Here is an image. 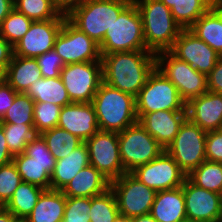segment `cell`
I'll return each mask as SVG.
<instances>
[{
    "instance_id": "30",
    "label": "cell",
    "mask_w": 222,
    "mask_h": 222,
    "mask_svg": "<svg viewBox=\"0 0 222 222\" xmlns=\"http://www.w3.org/2000/svg\"><path fill=\"white\" fill-rule=\"evenodd\" d=\"M46 142L48 150L56 160L68 156L71 151L80 146L84 141L78 136L60 127H55L40 134Z\"/></svg>"
},
{
    "instance_id": "51",
    "label": "cell",
    "mask_w": 222,
    "mask_h": 222,
    "mask_svg": "<svg viewBox=\"0 0 222 222\" xmlns=\"http://www.w3.org/2000/svg\"><path fill=\"white\" fill-rule=\"evenodd\" d=\"M210 10L219 18L222 24V0H219L210 5Z\"/></svg>"
},
{
    "instance_id": "46",
    "label": "cell",
    "mask_w": 222,
    "mask_h": 222,
    "mask_svg": "<svg viewBox=\"0 0 222 222\" xmlns=\"http://www.w3.org/2000/svg\"><path fill=\"white\" fill-rule=\"evenodd\" d=\"M13 56V46L0 35V67L5 71Z\"/></svg>"
},
{
    "instance_id": "11",
    "label": "cell",
    "mask_w": 222,
    "mask_h": 222,
    "mask_svg": "<svg viewBox=\"0 0 222 222\" xmlns=\"http://www.w3.org/2000/svg\"><path fill=\"white\" fill-rule=\"evenodd\" d=\"M60 77L71 102H92L103 82L102 62L90 61L65 65Z\"/></svg>"
},
{
    "instance_id": "22",
    "label": "cell",
    "mask_w": 222,
    "mask_h": 222,
    "mask_svg": "<svg viewBox=\"0 0 222 222\" xmlns=\"http://www.w3.org/2000/svg\"><path fill=\"white\" fill-rule=\"evenodd\" d=\"M150 215L157 222H179L187 218L183 188L158 191Z\"/></svg>"
},
{
    "instance_id": "43",
    "label": "cell",
    "mask_w": 222,
    "mask_h": 222,
    "mask_svg": "<svg viewBox=\"0 0 222 222\" xmlns=\"http://www.w3.org/2000/svg\"><path fill=\"white\" fill-rule=\"evenodd\" d=\"M206 160L222 163V129L206 134Z\"/></svg>"
},
{
    "instance_id": "9",
    "label": "cell",
    "mask_w": 222,
    "mask_h": 222,
    "mask_svg": "<svg viewBox=\"0 0 222 222\" xmlns=\"http://www.w3.org/2000/svg\"><path fill=\"white\" fill-rule=\"evenodd\" d=\"M136 113L158 110H186L176 86L156 67L148 76L144 87L135 97Z\"/></svg>"
},
{
    "instance_id": "29",
    "label": "cell",
    "mask_w": 222,
    "mask_h": 222,
    "mask_svg": "<svg viewBox=\"0 0 222 222\" xmlns=\"http://www.w3.org/2000/svg\"><path fill=\"white\" fill-rule=\"evenodd\" d=\"M189 30L222 56V24L210 9Z\"/></svg>"
},
{
    "instance_id": "4",
    "label": "cell",
    "mask_w": 222,
    "mask_h": 222,
    "mask_svg": "<svg viewBox=\"0 0 222 222\" xmlns=\"http://www.w3.org/2000/svg\"><path fill=\"white\" fill-rule=\"evenodd\" d=\"M132 1L85 0L67 15V19L99 45L107 30Z\"/></svg>"
},
{
    "instance_id": "5",
    "label": "cell",
    "mask_w": 222,
    "mask_h": 222,
    "mask_svg": "<svg viewBox=\"0 0 222 222\" xmlns=\"http://www.w3.org/2000/svg\"><path fill=\"white\" fill-rule=\"evenodd\" d=\"M99 48L101 56L115 52L148 50L141 14L134 1L120 13L107 30Z\"/></svg>"
},
{
    "instance_id": "28",
    "label": "cell",
    "mask_w": 222,
    "mask_h": 222,
    "mask_svg": "<svg viewBox=\"0 0 222 222\" xmlns=\"http://www.w3.org/2000/svg\"><path fill=\"white\" fill-rule=\"evenodd\" d=\"M44 191L45 189L37 185L21 182L14 191L12 198L4 207L9 210L16 219L25 220L32 212L40 195Z\"/></svg>"
},
{
    "instance_id": "19",
    "label": "cell",
    "mask_w": 222,
    "mask_h": 222,
    "mask_svg": "<svg viewBox=\"0 0 222 222\" xmlns=\"http://www.w3.org/2000/svg\"><path fill=\"white\" fill-rule=\"evenodd\" d=\"M187 119L205 132L222 129V94L207 91L189 100L186 105Z\"/></svg>"
},
{
    "instance_id": "50",
    "label": "cell",
    "mask_w": 222,
    "mask_h": 222,
    "mask_svg": "<svg viewBox=\"0 0 222 222\" xmlns=\"http://www.w3.org/2000/svg\"><path fill=\"white\" fill-rule=\"evenodd\" d=\"M16 217L5 207L0 206V222H14Z\"/></svg>"
},
{
    "instance_id": "56",
    "label": "cell",
    "mask_w": 222,
    "mask_h": 222,
    "mask_svg": "<svg viewBox=\"0 0 222 222\" xmlns=\"http://www.w3.org/2000/svg\"><path fill=\"white\" fill-rule=\"evenodd\" d=\"M179 222H195V221L186 218V219H184V220H182V221H179Z\"/></svg>"
},
{
    "instance_id": "21",
    "label": "cell",
    "mask_w": 222,
    "mask_h": 222,
    "mask_svg": "<svg viewBox=\"0 0 222 222\" xmlns=\"http://www.w3.org/2000/svg\"><path fill=\"white\" fill-rule=\"evenodd\" d=\"M111 181L94 166L81 169L61 190L66 197H88L100 195L110 189Z\"/></svg>"
},
{
    "instance_id": "37",
    "label": "cell",
    "mask_w": 222,
    "mask_h": 222,
    "mask_svg": "<svg viewBox=\"0 0 222 222\" xmlns=\"http://www.w3.org/2000/svg\"><path fill=\"white\" fill-rule=\"evenodd\" d=\"M35 101L25 93H18L0 123L34 124Z\"/></svg>"
},
{
    "instance_id": "10",
    "label": "cell",
    "mask_w": 222,
    "mask_h": 222,
    "mask_svg": "<svg viewBox=\"0 0 222 222\" xmlns=\"http://www.w3.org/2000/svg\"><path fill=\"white\" fill-rule=\"evenodd\" d=\"M119 213L126 217L150 214L156 191L141 183L131 173H125L111 181Z\"/></svg>"
},
{
    "instance_id": "15",
    "label": "cell",
    "mask_w": 222,
    "mask_h": 222,
    "mask_svg": "<svg viewBox=\"0 0 222 222\" xmlns=\"http://www.w3.org/2000/svg\"><path fill=\"white\" fill-rule=\"evenodd\" d=\"M169 51L205 75L211 72L220 57L215 50L189 29H183L180 32Z\"/></svg>"
},
{
    "instance_id": "34",
    "label": "cell",
    "mask_w": 222,
    "mask_h": 222,
    "mask_svg": "<svg viewBox=\"0 0 222 222\" xmlns=\"http://www.w3.org/2000/svg\"><path fill=\"white\" fill-rule=\"evenodd\" d=\"M6 143L13 156L25 151L28 143L37 135L34 124L1 123Z\"/></svg>"
},
{
    "instance_id": "36",
    "label": "cell",
    "mask_w": 222,
    "mask_h": 222,
    "mask_svg": "<svg viewBox=\"0 0 222 222\" xmlns=\"http://www.w3.org/2000/svg\"><path fill=\"white\" fill-rule=\"evenodd\" d=\"M33 20L15 8L9 13L0 26V35L13 47L29 30Z\"/></svg>"
},
{
    "instance_id": "54",
    "label": "cell",
    "mask_w": 222,
    "mask_h": 222,
    "mask_svg": "<svg viewBox=\"0 0 222 222\" xmlns=\"http://www.w3.org/2000/svg\"><path fill=\"white\" fill-rule=\"evenodd\" d=\"M113 222H133L132 218L119 214Z\"/></svg>"
},
{
    "instance_id": "20",
    "label": "cell",
    "mask_w": 222,
    "mask_h": 222,
    "mask_svg": "<svg viewBox=\"0 0 222 222\" xmlns=\"http://www.w3.org/2000/svg\"><path fill=\"white\" fill-rule=\"evenodd\" d=\"M58 127L78 136L84 142L100 130L91 102H72L62 107Z\"/></svg>"
},
{
    "instance_id": "31",
    "label": "cell",
    "mask_w": 222,
    "mask_h": 222,
    "mask_svg": "<svg viewBox=\"0 0 222 222\" xmlns=\"http://www.w3.org/2000/svg\"><path fill=\"white\" fill-rule=\"evenodd\" d=\"M187 178L200 188L222 195V163L205 160Z\"/></svg>"
},
{
    "instance_id": "12",
    "label": "cell",
    "mask_w": 222,
    "mask_h": 222,
    "mask_svg": "<svg viewBox=\"0 0 222 222\" xmlns=\"http://www.w3.org/2000/svg\"><path fill=\"white\" fill-rule=\"evenodd\" d=\"M54 50L65 65L101 61L99 45L67 18L55 40Z\"/></svg>"
},
{
    "instance_id": "8",
    "label": "cell",
    "mask_w": 222,
    "mask_h": 222,
    "mask_svg": "<svg viewBox=\"0 0 222 222\" xmlns=\"http://www.w3.org/2000/svg\"><path fill=\"white\" fill-rule=\"evenodd\" d=\"M206 134L198 125L186 119L165 149L186 175L206 160Z\"/></svg>"
},
{
    "instance_id": "17",
    "label": "cell",
    "mask_w": 222,
    "mask_h": 222,
    "mask_svg": "<svg viewBox=\"0 0 222 222\" xmlns=\"http://www.w3.org/2000/svg\"><path fill=\"white\" fill-rule=\"evenodd\" d=\"M187 219L195 222H216L221 216L222 195L200 188L188 178L183 185Z\"/></svg>"
},
{
    "instance_id": "40",
    "label": "cell",
    "mask_w": 222,
    "mask_h": 222,
    "mask_svg": "<svg viewBox=\"0 0 222 222\" xmlns=\"http://www.w3.org/2000/svg\"><path fill=\"white\" fill-rule=\"evenodd\" d=\"M91 198L66 197V206L62 222H90L88 215Z\"/></svg>"
},
{
    "instance_id": "42",
    "label": "cell",
    "mask_w": 222,
    "mask_h": 222,
    "mask_svg": "<svg viewBox=\"0 0 222 222\" xmlns=\"http://www.w3.org/2000/svg\"><path fill=\"white\" fill-rule=\"evenodd\" d=\"M24 153L39 163H56V159L48 150L45 140L37 134L26 146Z\"/></svg>"
},
{
    "instance_id": "27",
    "label": "cell",
    "mask_w": 222,
    "mask_h": 222,
    "mask_svg": "<svg viewBox=\"0 0 222 222\" xmlns=\"http://www.w3.org/2000/svg\"><path fill=\"white\" fill-rule=\"evenodd\" d=\"M25 94L35 102H50L61 107L72 103L61 77H42L34 81Z\"/></svg>"
},
{
    "instance_id": "45",
    "label": "cell",
    "mask_w": 222,
    "mask_h": 222,
    "mask_svg": "<svg viewBox=\"0 0 222 222\" xmlns=\"http://www.w3.org/2000/svg\"><path fill=\"white\" fill-rule=\"evenodd\" d=\"M18 94L6 81L0 85V121Z\"/></svg>"
},
{
    "instance_id": "47",
    "label": "cell",
    "mask_w": 222,
    "mask_h": 222,
    "mask_svg": "<svg viewBox=\"0 0 222 222\" xmlns=\"http://www.w3.org/2000/svg\"><path fill=\"white\" fill-rule=\"evenodd\" d=\"M85 0H51L55 8L63 15H68L73 9L81 6Z\"/></svg>"
},
{
    "instance_id": "41",
    "label": "cell",
    "mask_w": 222,
    "mask_h": 222,
    "mask_svg": "<svg viewBox=\"0 0 222 222\" xmlns=\"http://www.w3.org/2000/svg\"><path fill=\"white\" fill-rule=\"evenodd\" d=\"M39 70L45 78L60 77L61 70L65 66L61 57L54 49L36 57Z\"/></svg>"
},
{
    "instance_id": "39",
    "label": "cell",
    "mask_w": 222,
    "mask_h": 222,
    "mask_svg": "<svg viewBox=\"0 0 222 222\" xmlns=\"http://www.w3.org/2000/svg\"><path fill=\"white\" fill-rule=\"evenodd\" d=\"M22 182L13 161L0 166V206L4 207Z\"/></svg>"
},
{
    "instance_id": "2",
    "label": "cell",
    "mask_w": 222,
    "mask_h": 222,
    "mask_svg": "<svg viewBox=\"0 0 222 222\" xmlns=\"http://www.w3.org/2000/svg\"><path fill=\"white\" fill-rule=\"evenodd\" d=\"M91 103L101 131L119 133L138 121L135 97L104 82Z\"/></svg>"
},
{
    "instance_id": "44",
    "label": "cell",
    "mask_w": 222,
    "mask_h": 222,
    "mask_svg": "<svg viewBox=\"0 0 222 222\" xmlns=\"http://www.w3.org/2000/svg\"><path fill=\"white\" fill-rule=\"evenodd\" d=\"M208 91L222 94V56L207 75Z\"/></svg>"
},
{
    "instance_id": "32",
    "label": "cell",
    "mask_w": 222,
    "mask_h": 222,
    "mask_svg": "<svg viewBox=\"0 0 222 222\" xmlns=\"http://www.w3.org/2000/svg\"><path fill=\"white\" fill-rule=\"evenodd\" d=\"M15 9L33 21L49 19H66L51 2V0H14Z\"/></svg>"
},
{
    "instance_id": "59",
    "label": "cell",
    "mask_w": 222,
    "mask_h": 222,
    "mask_svg": "<svg viewBox=\"0 0 222 222\" xmlns=\"http://www.w3.org/2000/svg\"><path fill=\"white\" fill-rule=\"evenodd\" d=\"M220 220H222V200H221V216H220Z\"/></svg>"
},
{
    "instance_id": "58",
    "label": "cell",
    "mask_w": 222,
    "mask_h": 222,
    "mask_svg": "<svg viewBox=\"0 0 222 222\" xmlns=\"http://www.w3.org/2000/svg\"><path fill=\"white\" fill-rule=\"evenodd\" d=\"M14 222H25V220L16 219Z\"/></svg>"
},
{
    "instance_id": "18",
    "label": "cell",
    "mask_w": 222,
    "mask_h": 222,
    "mask_svg": "<svg viewBox=\"0 0 222 222\" xmlns=\"http://www.w3.org/2000/svg\"><path fill=\"white\" fill-rule=\"evenodd\" d=\"M136 114L140 124L164 149L173 141L187 119L186 110H158Z\"/></svg>"
},
{
    "instance_id": "33",
    "label": "cell",
    "mask_w": 222,
    "mask_h": 222,
    "mask_svg": "<svg viewBox=\"0 0 222 222\" xmlns=\"http://www.w3.org/2000/svg\"><path fill=\"white\" fill-rule=\"evenodd\" d=\"M210 5L207 0H179L176 6L171 8V13L182 29H189L210 9Z\"/></svg>"
},
{
    "instance_id": "13",
    "label": "cell",
    "mask_w": 222,
    "mask_h": 222,
    "mask_svg": "<svg viewBox=\"0 0 222 222\" xmlns=\"http://www.w3.org/2000/svg\"><path fill=\"white\" fill-rule=\"evenodd\" d=\"M90 165L110 181L125 174L119 151L118 133L98 130L85 141Z\"/></svg>"
},
{
    "instance_id": "23",
    "label": "cell",
    "mask_w": 222,
    "mask_h": 222,
    "mask_svg": "<svg viewBox=\"0 0 222 222\" xmlns=\"http://www.w3.org/2000/svg\"><path fill=\"white\" fill-rule=\"evenodd\" d=\"M90 165L89 152L85 142L70 152L68 156L56 160L51 174V189L62 190L77 173Z\"/></svg>"
},
{
    "instance_id": "14",
    "label": "cell",
    "mask_w": 222,
    "mask_h": 222,
    "mask_svg": "<svg viewBox=\"0 0 222 222\" xmlns=\"http://www.w3.org/2000/svg\"><path fill=\"white\" fill-rule=\"evenodd\" d=\"M131 174L156 192L181 187L187 178L165 150L149 163L137 167Z\"/></svg>"
},
{
    "instance_id": "7",
    "label": "cell",
    "mask_w": 222,
    "mask_h": 222,
    "mask_svg": "<svg viewBox=\"0 0 222 222\" xmlns=\"http://www.w3.org/2000/svg\"><path fill=\"white\" fill-rule=\"evenodd\" d=\"M156 68L176 86L181 99L185 103L208 91L207 75L198 72L170 51L156 53Z\"/></svg>"
},
{
    "instance_id": "16",
    "label": "cell",
    "mask_w": 222,
    "mask_h": 222,
    "mask_svg": "<svg viewBox=\"0 0 222 222\" xmlns=\"http://www.w3.org/2000/svg\"><path fill=\"white\" fill-rule=\"evenodd\" d=\"M65 19L33 21L27 33L13 47V55L36 58L54 49Z\"/></svg>"
},
{
    "instance_id": "3",
    "label": "cell",
    "mask_w": 222,
    "mask_h": 222,
    "mask_svg": "<svg viewBox=\"0 0 222 222\" xmlns=\"http://www.w3.org/2000/svg\"><path fill=\"white\" fill-rule=\"evenodd\" d=\"M141 14L146 48L158 53L169 51L183 30L160 0H133Z\"/></svg>"
},
{
    "instance_id": "6",
    "label": "cell",
    "mask_w": 222,
    "mask_h": 222,
    "mask_svg": "<svg viewBox=\"0 0 222 222\" xmlns=\"http://www.w3.org/2000/svg\"><path fill=\"white\" fill-rule=\"evenodd\" d=\"M120 158L126 173L157 158L165 149L137 121L118 133Z\"/></svg>"
},
{
    "instance_id": "49",
    "label": "cell",
    "mask_w": 222,
    "mask_h": 222,
    "mask_svg": "<svg viewBox=\"0 0 222 222\" xmlns=\"http://www.w3.org/2000/svg\"><path fill=\"white\" fill-rule=\"evenodd\" d=\"M14 8V0H0V26Z\"/></svg>"
},
{
    "instance_id": "48",
    "label": "cell",
    "mask_w": 222,
    "mask_h": 222,
    "mask_svg": "<svg viewBox=\"0 0 222 222\" xmlns=\"http://www.w3.org/2000/svg\"><path fill=\"white\" fill-rule=\"evenodd\" d=\"M13 161V155L8 149L6 137L0 123V166Z\"/></svg>"
},
{
    "instance_id": "35",
    "label": "cell",
    "mask_w": 222,
    "mask_h": 222,
    "mask_svg": "<svg viewBox=\"0 0 222 222\" xmlns=\"http://www.w3.org/2000/svg\"><path fill=\"white\" fill-rule=\"evenodd\" d=\"M116 197L113 191L91 197L90 222H113L119 215Z\"/></svg>"
},
{
    "instance_id": "24",
    "label": "cell",
    "mask_w": 222,
    "mask_h": 222,
    "mask_svg": "<svg viewBox=\"0 0 222 222\" xmlns=\"http://www.w3.org/2000/svg\"><path fill=\"white\" fill-rule=\"evenodd\" d=\"M36 58L13 55L7 66L5 81L18 93H25L30 85L41 79Z\"/></svg>"
},
{
    "instance_id": "53",
    "label": "cell",
    "mask_w": 222,
    "mask_h": 222,
    "mask_svg": "<svg viewBox=\"0 0 222 222\" xmlns=\"http://www.w3.org/2000/svg\"><path fill=\"white\" fill-rule=\"evenodd\" d=\"M162 3H164L169 9L176 6V4L179 2V0H160Z\"/></svg>"
},
{
    "instance_id": "57",
    "label": "cell",
    "mask_w": 222,
    "mask_h": 222,
    "mask_svg": "<svg viewBox=\"0 0 222 222\" xmlns=\"http://www.w3.org/2000/svg\"><path fill=\"white\" fill-rule=\"evenodd\" d=\"M210 4H212V3H215V2H217V1H219V0H207Z\"/></svg>"
},
{
    "instance_id": "38",
    "label": "cell",
    "mask_w": 222,
    "mask_h": 222,
    "mask_svg": "<svg viewBox=\"0 0 222 222\" xmlns=\"http://www.w3.org/2000/svg\"><path fill=\"white\" fill-rule=\"evenodd\" d=\"M62 107L50 102H35L33 110L34 128L37 134L58 126Z\"/></svg>"
},
{
    "instance_id": "26",
    "label": "cell",
    "mask_w": 222,
    "mask_h": 222,
    "mask_svg": "<svg viewBox=\"0 0 222 222\" xmlns=\"http://www.w3.org/2000/svg\"><path fill=\"white\" fill-rule=\"evenodd\" d=\"M13 162L22 182L37 185L45 190L51 189V174L56 163H39L24 152L13 156Z\"/></svg>"
},
{
    "instance_id": "1",
    "label": "cell",
    "mask_w": 222,
    "mask_h": 222,
    "mask_svg": "<svg viewBox=\"0 0 222 222\" xmlns=\"http://www.w3.org/2000/svg\"><path fill=\"white\" fill-rule=\"evenodd\" d=\"M103 82L136 97L156 67L149 50L115 52L101 56Z\"/></svg>"
},
{
    "instance_id": "25",
    "label": "cell",
    "mask_w": 222,
    "mask_h": 222,
    "mask_svg": "<svg viewBox=\"0 0 222 222\" xmlns=\"http://www.w3.org/2000/svg\"><path fill=\"white\" fill-rule=\"evenodd\" d=\"M66 196L60 190H45L25 222H62Z\"/></svg>"
},
{
    "instance_id": "52",
    "label": "cell",
    "mask_w": 222,
    "mask_h": 222,
    "mask_svg": "<svg viewBox=\"0 0 222 222\" xmlns=\"http://www.w3.org/2000/svg\"><path fill=\"white\" fill-rule=\"evenodd\" d=\"M132 221L133 222H157L150 214L133 217Z\"/></svg>"
},
{
    "instance_id": "55",
    "label": "cell",
    "mask_w": 222,
    "mask_h": 222,
    "mask_svg": "<svg viewBox=\"0 0 222 222\" xmlns=\"http://www.w3.org/2000/svg\"><path fill=\"white\" fill-rule=\"evenodd\" d=\"M5 74L6 71L0 67V85H2L5 82Z\"/></svg>"
}]
</instances>
